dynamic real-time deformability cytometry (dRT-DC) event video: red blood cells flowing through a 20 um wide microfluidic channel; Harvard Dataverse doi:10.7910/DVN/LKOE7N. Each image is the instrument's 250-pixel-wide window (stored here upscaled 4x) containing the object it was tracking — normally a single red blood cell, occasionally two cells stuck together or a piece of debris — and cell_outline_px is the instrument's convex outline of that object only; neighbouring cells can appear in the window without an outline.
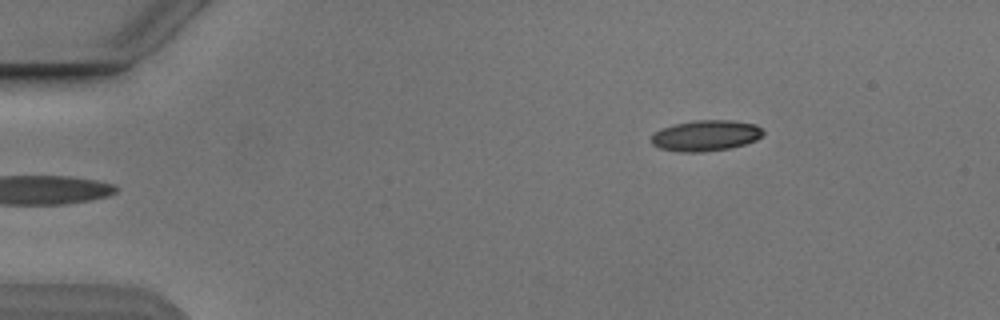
{"species": "Egyptian fruit bat (a non-hibernating species)", "species_latin": "Rousettus aegyptiacus", "temperature_condition": "cold", "stored_images_in_passage": 2, "camera_frame_rate_fps": 3000, "um_per_image_px": 0.085, "animal": {"sex": "male"}, "frame": {"image": 1, "passage_image": 2, "time_ms": 2.0, "image_size_px": [1000, 320], "cell_outline_px": [[764, 132], [756, 140], [744, 144], [728, 148], [704, 152], [680, 152], [660, 148], [652, 144], [652, 132], [660, 128], [672, 124], [696, 120], [732, 120], [756, 124]], "centroid_in_image_um": [59.95, 11.51], "position_along_channel_um": 25.1, "area_um2": 20.17}}